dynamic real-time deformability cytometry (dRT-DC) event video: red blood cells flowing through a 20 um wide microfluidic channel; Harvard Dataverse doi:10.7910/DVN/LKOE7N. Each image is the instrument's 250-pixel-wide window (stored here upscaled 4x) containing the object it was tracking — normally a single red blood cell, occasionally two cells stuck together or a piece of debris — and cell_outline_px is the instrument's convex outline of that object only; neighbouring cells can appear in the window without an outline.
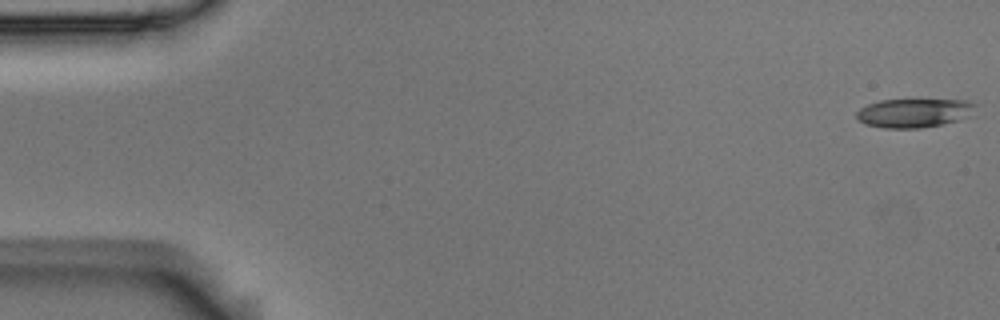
{"species": "Egyptian fruit bat (a non-hibernating species)", "species_latin": "Rousettus aegyptiacus", "temperature_condition": "room temperature", "stored_images_in_passage": 5, "camera_frame_rate_fps": 3000, "um_per_image_px": 0.085, "animal": {"sex": "male"}, "frame": {"image": 1, "passage_image": 1, "time_ms": 0.0, "image_size_px": [1000, 320], "cell_outline_px": [[976, 104], [972, 116], [944, 124], [920, 128], [884, 128], [864, 124], [856, 116], [856, 112], [860, 108], [868, 104], [880, 100], [968, 100]], "centroid_in_image_um": [77.72, 9.6], "position_along_channel_um": 7.3, "area_um2": 20.11}}